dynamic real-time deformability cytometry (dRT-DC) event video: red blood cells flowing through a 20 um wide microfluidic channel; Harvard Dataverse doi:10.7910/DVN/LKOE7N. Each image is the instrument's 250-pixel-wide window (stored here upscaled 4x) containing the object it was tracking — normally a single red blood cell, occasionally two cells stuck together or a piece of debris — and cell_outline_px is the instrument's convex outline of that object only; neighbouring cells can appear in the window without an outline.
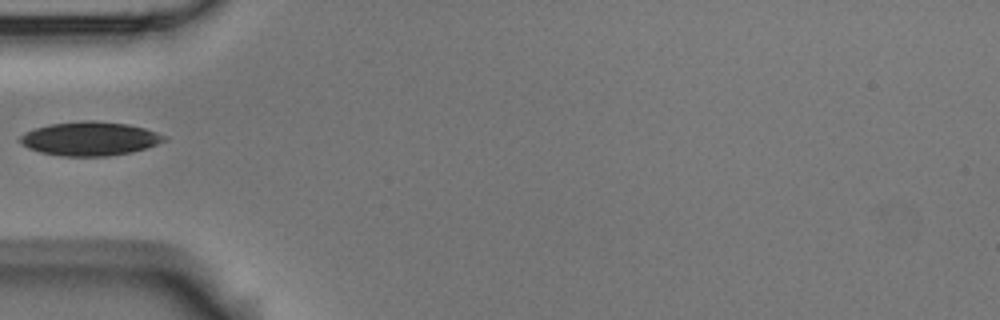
{"species": "Egyptian fruit bat (a non-hibernating species)", "species_latin": "Rousettus aegyptiacus", "temperature_condition": "room temperature", "stored_images_in_passage": 3, "camera_frame_rate_fps": 3000, "um_per_image_px": 0.085, "animal": {"sex": "male"}, "frame": {"image": 1, "passage_image": 3, "time_ms": 0.667, "image_size_px": [1000, 320], "cell_outline_px": [[168, 140], [132, 152], [108, 156], [60, 156], [40, 152], [28, 148], [20, 140], [20, 136], [24, 132], [36, 128], [52, 124], [84, 120], [92, 120], [128, 124], [144, 128], [168, 136]], "centroid_in_image_um": [7.66, 11.79], "position_along_channel_um": 77.3, "area_um2": 28.32}}